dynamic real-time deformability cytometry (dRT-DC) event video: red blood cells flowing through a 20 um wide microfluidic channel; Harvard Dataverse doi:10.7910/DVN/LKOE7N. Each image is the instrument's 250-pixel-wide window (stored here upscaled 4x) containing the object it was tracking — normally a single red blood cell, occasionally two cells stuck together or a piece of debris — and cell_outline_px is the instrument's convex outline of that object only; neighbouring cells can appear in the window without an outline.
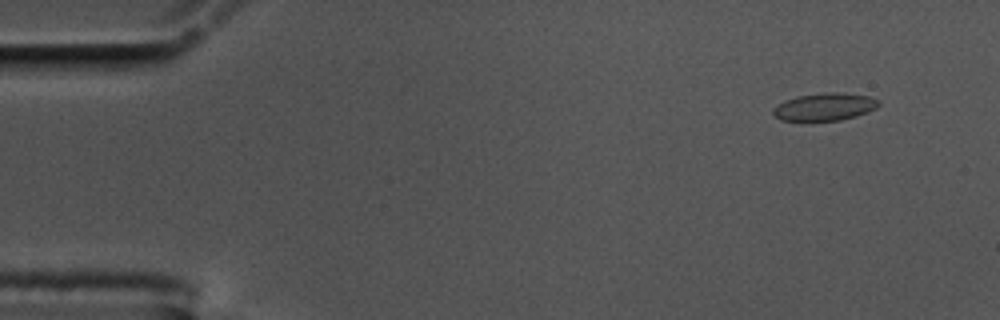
{"species": "common noctule bat (a hibernating species)", "species_latin": "Nyctalus noctula", "temperature_condition": "cold", "stored_images_in_passage": 57, "camera_frame_rate_fps": 3000, "um_per_image_px": 0.085, "animal": {"sex": "male", "body_mass_g": 17.5, "forearm_length_mm": 52.3}, "frame": {"image": 1, "passage_image": 5, "time_ms": 1.333, "image_size_px": [1000, 320], "cell_outline_px": [[880, 104], [876, 108], [856, 116], [840, 120], [780, 120], [772, 112], [772, 108], [784, 100], [796, 96], [828, 92], [840, 92], [868, 96], [880, 100]], "centroid_in_image_um": [70.09, 9.06], "position_along_channel_um": 14.9, "area_um2": 16.88}}
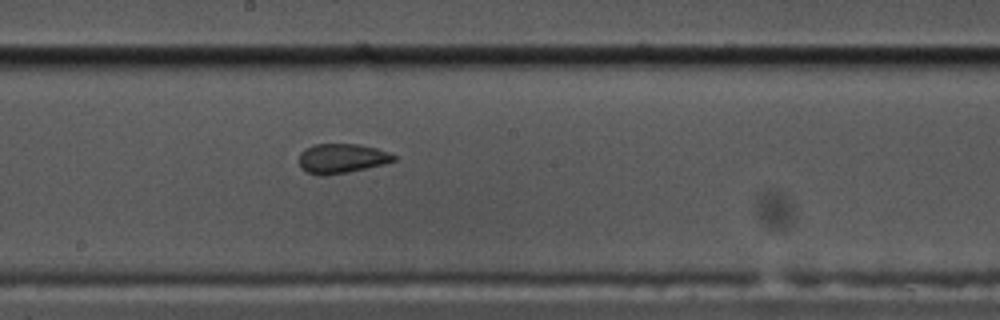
{"frame": {"image": 2, "passage_image": 31, "time_ms": 10.0, "image_size_px": [1000, 320], "cell_outline_px": [[396, 160], [384, 164], [348, 172], [324, 176], [316, 176], [300, 168], [300, 152], [304, 148], [316, 144], [356, 144], [376, 148], [388, 152], [396, 156]], "centroid_in_image_um": [29.02, 13.47], "position_along_channel_um": 219.2, "area_um2": 16.36}}
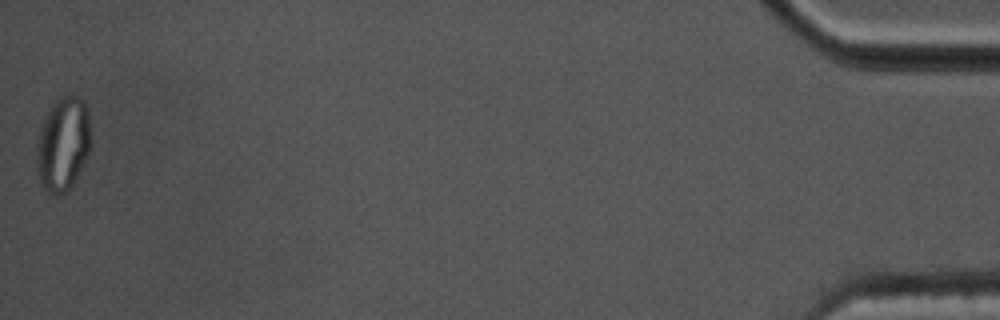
{"frame": {"image": 3, "passage_image": 57, "time_ms": 18.667, "image_size_px": [1000, 320], "cell_outline_px": [[92, 144], [72, 184], [64, 192], [56, 196], [48, 192], [40, 184], [36, 168], [36, 148], [40, 128], [44, 116], [48, 108], [60, 96], [80, 96], [84, 100], [88, 108]], "centroid_in_image_um": [5.34, 12.19], "position_along_channel_um": 429.9, "area_um2": 30.0}}